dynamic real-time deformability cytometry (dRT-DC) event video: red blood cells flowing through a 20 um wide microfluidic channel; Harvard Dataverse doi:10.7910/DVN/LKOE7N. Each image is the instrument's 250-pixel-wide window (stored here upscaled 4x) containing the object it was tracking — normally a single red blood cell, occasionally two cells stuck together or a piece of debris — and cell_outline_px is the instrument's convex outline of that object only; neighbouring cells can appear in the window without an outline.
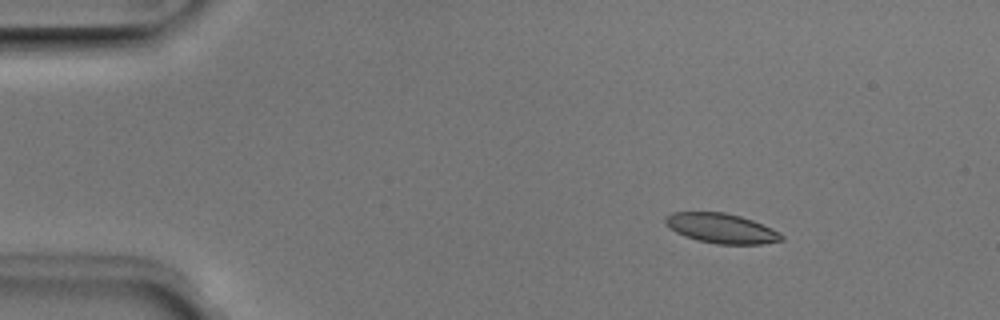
{"species": "Egyptian fruit bat (a non-hibernating species)", "species_latin": "Rousettus aegyptiacus", "temperature_condition": "room temperature", "stored_images_in_passage": 3, "camera_frame_rate_fps": 3000, "um_per_image_px": 0.085, "animal": {"sex": "male"}, "frame": {"image": 1, "passage_image": 2, "time_ms": 0.333, "image_size_px": [1000, 320], "cell_outline_px": [[784, 240], [760, 244], [716, 244], [684, 236], [668, 228], [664, 224], [664, 216], [672, 212], [724, 212], [740, 216], [752, 220], [772, 228], [780, 232], [784, 236]], "centroid_in_image_um": [61.29, 19.4], "position_along_channel_um": 23.7, "area_um2": 20.29}}